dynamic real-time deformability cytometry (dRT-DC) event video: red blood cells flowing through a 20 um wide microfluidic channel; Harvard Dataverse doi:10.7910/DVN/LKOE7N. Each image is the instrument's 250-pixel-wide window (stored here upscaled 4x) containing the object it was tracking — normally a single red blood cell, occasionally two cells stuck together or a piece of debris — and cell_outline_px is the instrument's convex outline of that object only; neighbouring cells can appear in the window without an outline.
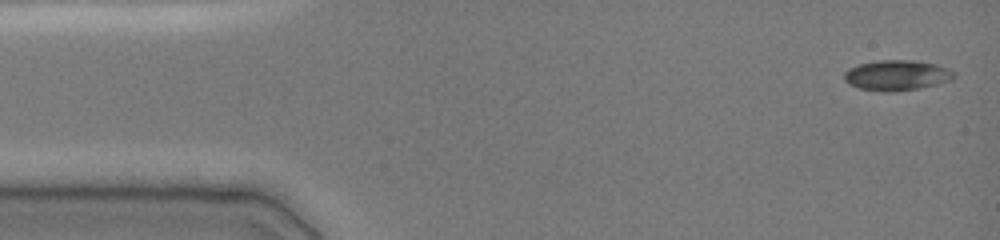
{"species": "common noctule bat (a hibernating species)", "species_latin": "Nyctalus noctula", "temperature_condition": "cold", "stored_images_in_passage": 52, "camera_frame_rate_fps": 3000, "um_per_image_px": 0.085, "animal": {"sex": "female", "body_mass_g": 19.0, "forearm_length_mm": 51.5}, "frame": {"image": 1, "passage_image": 1, "time_ms": 0.0, "image_size_px": [1000, 240], "cell_outline_px": [[956, 76], [952, 80], [920, 88], [892, 92], [884, 92], [860, 88], [848, 84], [844, 80], [844, 72], [848, 68], [860, 64], [880, 60], [916, 60], [936, 64], [948, 68]], "centroid_in_image_um": [76.22, 6.4], "position_along_channel_um": 8.8, "area_um2": 19.48}}
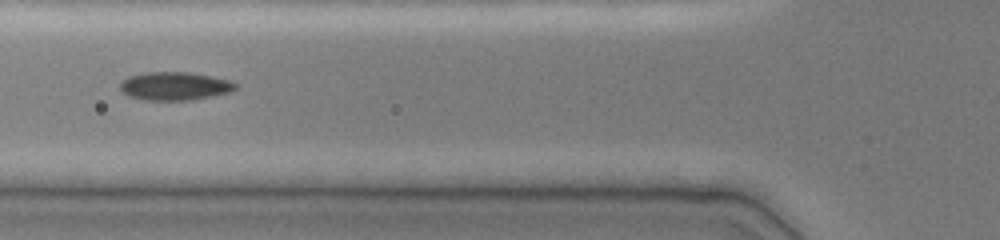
{"frame": {"image": 2, "passage_image": 22, "time_ms": 5.333, "image_size_px": [1000, 240], "cell_outline_px": [[240, 84], [236, 88], [228, 92], [212, 96], [188, 100], [144, 100], [128, 96], [120, 88], [120, 80], [128, 76], [148, 72], [188, 72], [212, 76], [228, 80]], "centroid_in_image_um": [14.83, 7.31], "position_along_channel_um": 111.0, "area_um2": 19.02}}
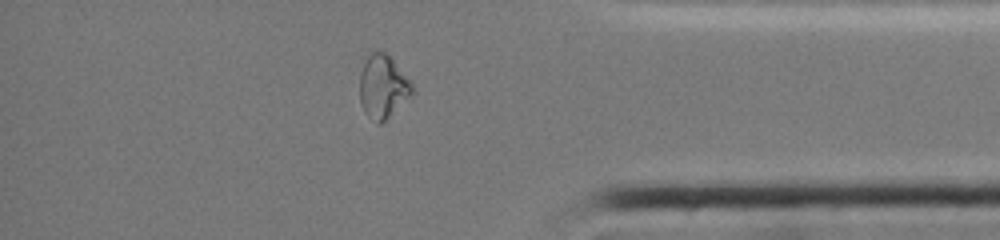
{"frame": {"image": 3, "passage_image": 45, "time_ms": 13.0, "image_size_px": [1000, 240], "cell_outline_px": [[416, 92], [412, 96], [380, 124], [376, 124], [364, 112], [360, 104], [360, 72], [364, 60], [372, 52], [384, 52], [392, 60], [412, 84]], "centroid_in_image_um": [32.53, 7.41], "position_along_channel_um": 402.7, "area_um2": 19.25}, "authors_computed_cell_mechanics": {"area_um2": 18.496, "velocity_mm_per_s": 3.9646, "shape_relaxation_time_tau1_ms": null, "shape_relaxation_time_tau2_ms": 1.667, "deformation_change_tau1": null, "deformation_change_tau2": 0.0547}}